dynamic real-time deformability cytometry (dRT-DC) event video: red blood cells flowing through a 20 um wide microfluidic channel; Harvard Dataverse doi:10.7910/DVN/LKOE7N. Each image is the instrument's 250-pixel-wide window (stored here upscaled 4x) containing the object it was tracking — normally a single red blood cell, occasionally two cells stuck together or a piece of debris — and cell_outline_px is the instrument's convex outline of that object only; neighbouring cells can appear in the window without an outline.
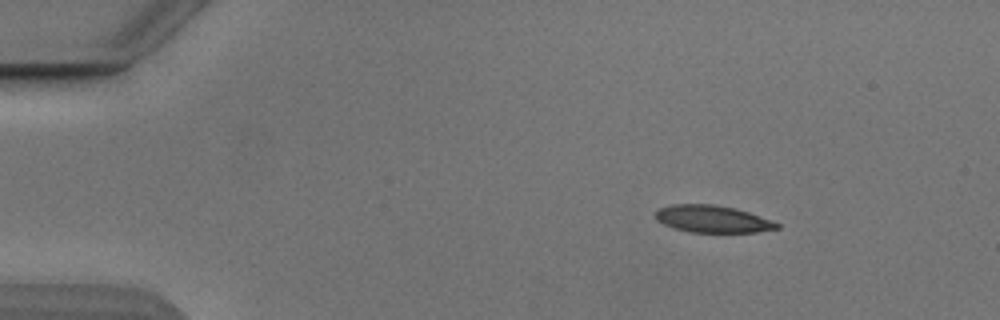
{"species": "Egyptian fruit bat (a non-hibernating species)", "species_latin": "Rousettus aegyptiacus", "temperature_condition": "cold", "stored_images_in_passage": 46, "camera_frame_rate_fps": 3000, "um_per_image_px": 0.085, "animal": {"sex": "male"}, "frame": {"image": 1, "passage_image": 1, "time_ms": 0.0, "image_size_px": [1000, 320], "cell_outline_px": [[780, 228], [756, 232], [692, 232], [672, 228], [656, 220], [656, 212], [660, 208], [672, 204], [712, 204], [732, 208], [748, 212], [780, 224]], "centroid_in_image_um": [60.53, 18.62], "position_along_channel_um": 24.5, "area_um2": 18.96}}
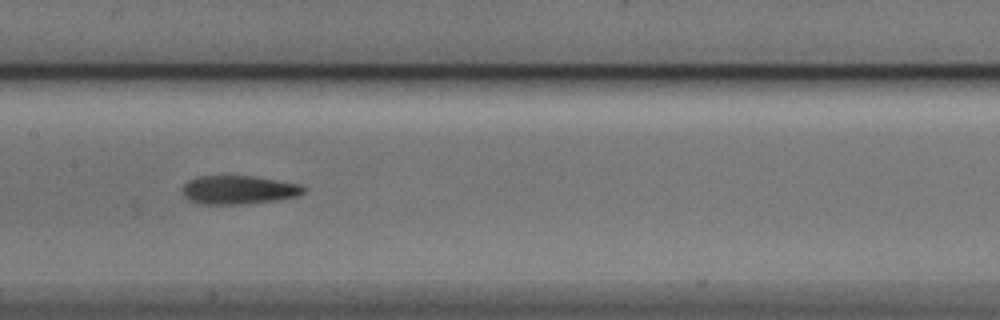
{"frame": {"image": 2, "passage_image": 20, "time_ms": 6.333, "image_size_px": [1000, 320], "cell_outline_px": [[304, 192], [300, 196], [276, 200], [244, 204], [196, 204], [188, 200], [184, 196], [184, 184], [188, 180], [200, 176], [252, 176], [300, 184], [304, 188]], "centroid_in_image_um": [20.27, 16.15], "position_along_channel_um": 187.1, "area_um2": 20.17}}
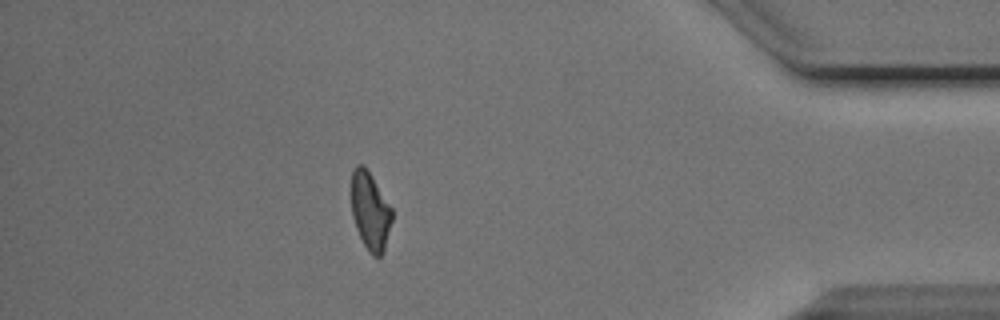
{"frame": {"image": 3, "passage_image": 40, "time_ms": 13.0, "image_size_px": [1000, 320], "cell_outline_px": [[392, 220], [384, 252], [380, 256], [372, 256], [368, 252], [356, 228], [352, 216], [352, 172], [356, 164], [364, 164], [392, 208]], "centroid_in_image_um": [31.47, 17.95], "position_along_channel_um": 403.7, "area_um2": 18.38}, "authors_computed_cell_mechanics": {"area_um2": 20.0566, "velocity_mm_per_s": 3.867, "shape_relaxation_time_tau1_ms": 7.5097, "shape_relaxation_time_tau2_ms": 2.519, "deformation_change_tau1": 0.1683, "deformation_change_tau2": 0.0982}}